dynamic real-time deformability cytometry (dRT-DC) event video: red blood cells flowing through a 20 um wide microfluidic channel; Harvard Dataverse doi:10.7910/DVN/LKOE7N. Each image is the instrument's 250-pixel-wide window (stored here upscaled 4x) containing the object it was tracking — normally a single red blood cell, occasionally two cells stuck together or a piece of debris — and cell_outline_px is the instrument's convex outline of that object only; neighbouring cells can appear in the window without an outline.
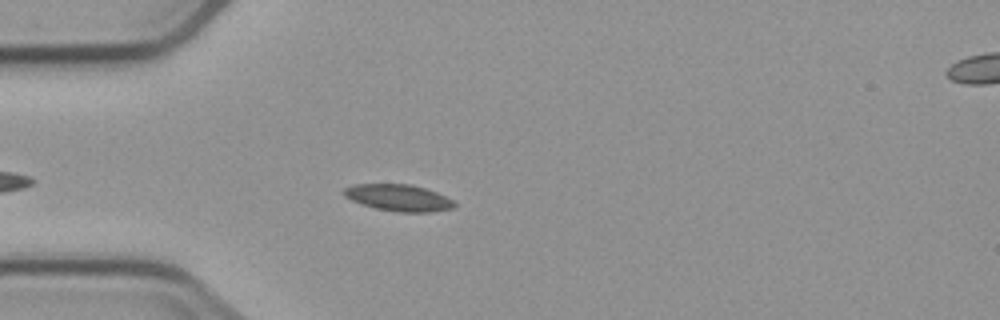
{"species": "common noctule bat (a hibernating species)", "species_latin": "Nyctalus noctula", "temperature_condition": "cold", "stored_images_in_passage": 5, "camera_frame_rate_fps": 3000, "um_per_image_px": 0.085, "animal": {"sex": "male", "body_mass_g": 23.1, "forearm_length_mm": 52.7}, "frame": {"image": 1, "passage_image": 4, "time_ms": 3.667, "image_size_px": [1000, 320], "cell_outline_px": [[456, 208], [432, 212], [396, 212], [376, 208], [360, 204], [344, 196], [340, 192], [344, 188], [352, 184], [412, 184], [436, 192], [452, 200], [456, 204]], "centroid_in_image_um": [33.85, 16.81], "position_along_channel_um": 51.2, "area_um2": 17.34}}